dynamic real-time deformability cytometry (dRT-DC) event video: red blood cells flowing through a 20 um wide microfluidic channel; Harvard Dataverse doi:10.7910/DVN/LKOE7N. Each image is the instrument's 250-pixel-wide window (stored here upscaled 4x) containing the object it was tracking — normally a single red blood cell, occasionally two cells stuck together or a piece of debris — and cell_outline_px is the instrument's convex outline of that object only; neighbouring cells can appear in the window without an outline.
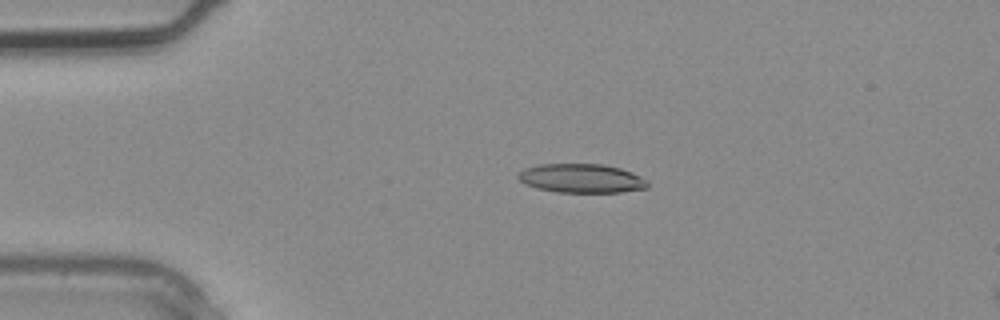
{"species": "common noctule bat (a hibernating species)", "species_latin": "Nyctalus noctula", "temperature_condition": "warm", "stored_images_in_passage": 3, "camera_frame_rate_fps": 3000, "um_per_image_px": 0.085, "animal": {"sex": "male", "body_mass_g": 20.4}, "frame": {"image": 1, "passage_image": 2, "time_ms": 0.333, "image_size_px": [1000, 320], "cell_outline_px": [[648, 188], [620, 192], [556, 192], [536, 188], [524, 184], [516, 176], [524, 168], [540, 164], [604, 164], [620, 168], [632, 172], [648, 180]], "centroid_in_image_um": [49.42, 15.16], "position_along_channel_um": 35.6, "area_um2": 21.96}}